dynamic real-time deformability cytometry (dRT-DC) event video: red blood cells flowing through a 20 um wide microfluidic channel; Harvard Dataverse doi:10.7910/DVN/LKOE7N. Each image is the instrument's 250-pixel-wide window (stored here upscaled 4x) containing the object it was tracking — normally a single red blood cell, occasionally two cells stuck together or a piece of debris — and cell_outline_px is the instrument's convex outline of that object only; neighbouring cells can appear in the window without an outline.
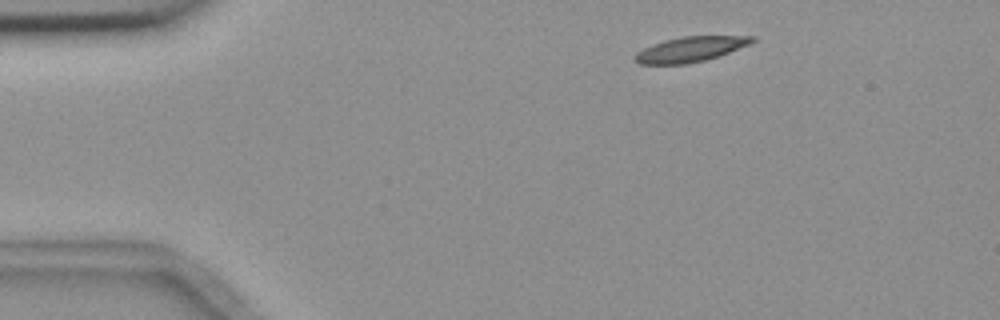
{"species": "common noctule bat (a hibernating species)", "species_latin": "Nyctalus noctula", "temperature_condition": "room temperature", "stored_images_in_passage": 2, "camera_frame_rate_fps": 3000, "um_per_image_px": 0.085, "animal": {"sex": "female", "body_mass_g": 18.4}, "frame": {"image": 1, "passage_image": 1, "time_ms": 0.0, "image_size_px": [1000, 320], "cell_outline_px": [[756, 40], [748, 44], [728, 52], [704, 60], [688, 64], [640, 64], [632, 60], [632, 56], [636, 52], [652, 44], [664, 40], [684, 36], [756, 36]], "centroid_in_image_um": [58.6, 4.19], "position_along_channel_um": 26.4, "area_um2": 17.05}}